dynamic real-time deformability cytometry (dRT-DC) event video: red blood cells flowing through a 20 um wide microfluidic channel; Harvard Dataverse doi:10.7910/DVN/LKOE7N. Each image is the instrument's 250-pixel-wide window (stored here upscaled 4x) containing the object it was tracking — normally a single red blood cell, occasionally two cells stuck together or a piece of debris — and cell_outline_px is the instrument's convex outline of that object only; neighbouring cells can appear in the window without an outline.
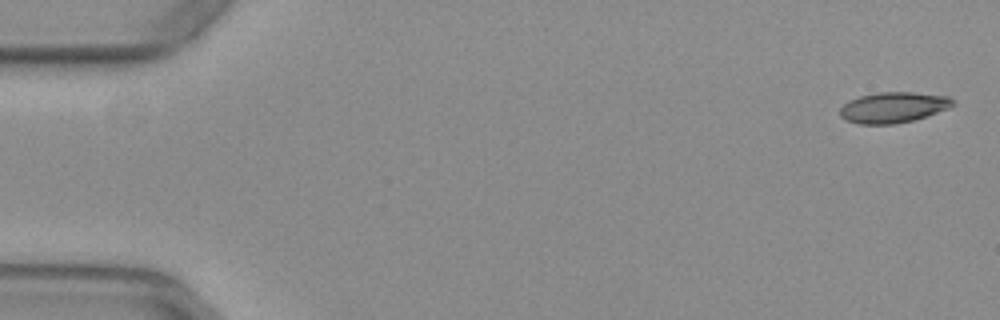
{"species": "common noctule bat (a hibernating species)", "species_latin": "Nyctalus noctula", "temperature_condition": "warm", "stored_images_in_passage": 12, "camera_frame_rate_fps": 3000, "um_per_image_px": 0.085, "animal": {"sex": "female", "body_mass_g": 29.2, "forearm_length_mm": 56.3}, "frame": {"image": 1, "passage_image": 1, "time_ms": 0.0, "image_size_px": [1000, 320], "cell_outline_px": [[956, 104], [948, 108], [912, 120], [892, 124], [860, 124], [844, 120], [840, 116], [840, 108], [848, 100], [860, 96], [876, 92], [912, 92], [948, 96], [956, 100]], "centroid_in_image_um": [75.91, 9.12], "position_along_channel_um": 9.1, "area_um2": 20.17}}